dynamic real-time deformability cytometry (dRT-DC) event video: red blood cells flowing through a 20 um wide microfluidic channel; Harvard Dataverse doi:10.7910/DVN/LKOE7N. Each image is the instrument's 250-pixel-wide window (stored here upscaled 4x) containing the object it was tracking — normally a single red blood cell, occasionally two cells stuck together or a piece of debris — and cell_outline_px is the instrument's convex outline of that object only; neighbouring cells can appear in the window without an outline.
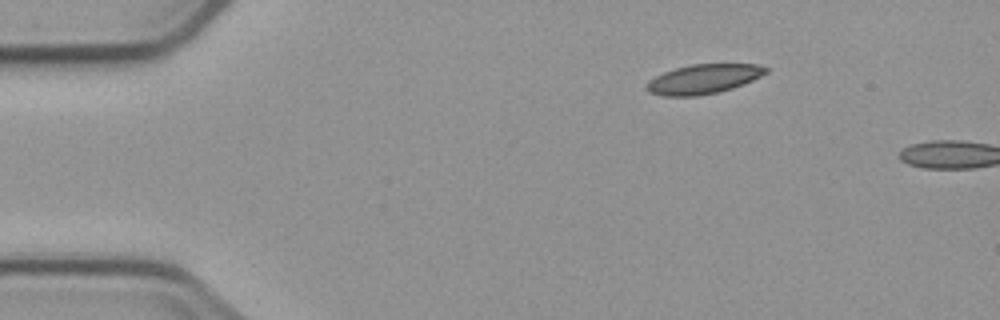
{"species": "common noctule bat (a hibernating species)", "species_latin": "Nyctalus noctula", "temperature_condition": "cold", "stored_images_in_passage": 2, "camera_frame_rate_fps": 3000, "um_per_image_px": 0.085, "animal": {"sex": "male", "body_mass_g": 23.1, "forearm_length_mm": 52.7}, "frame": {"image": 1, "passage_image": 1, "time_ms": 0.0, "image_size_px": [1000, 320], "cell_outline_px": [[768, 72], [744, 84], [732, 88], [716, 92], [696, 96], [664, 96], [648, 92], [644, 88], [644, 84], [648, 80], [664, 72], [676, 68], [692, 64], [756, 64], [768, 68]], "centroid_in_image_um": [59.75, 6.72], "position_along_channel_um": 25.3, "area_um2": 20.46}}